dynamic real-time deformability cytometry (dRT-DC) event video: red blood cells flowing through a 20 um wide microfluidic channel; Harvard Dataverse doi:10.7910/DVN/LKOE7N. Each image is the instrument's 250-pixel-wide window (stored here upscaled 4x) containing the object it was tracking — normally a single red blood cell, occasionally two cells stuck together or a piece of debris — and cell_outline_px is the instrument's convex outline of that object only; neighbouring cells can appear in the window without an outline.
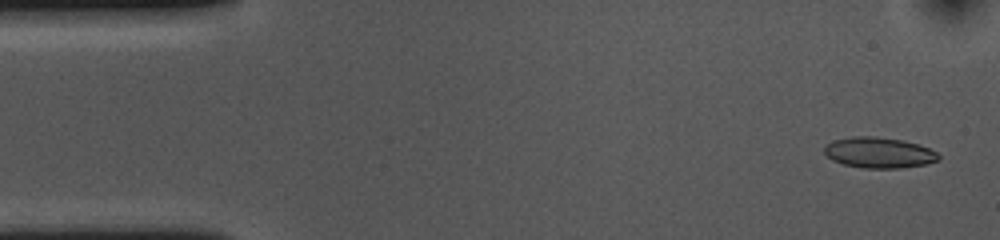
{"species": "common noctule bat (a hibernating species)", "species_latin": "Nyctalus noctula", "temperature_condition": "cold", "stored_images_in_passage": 53, "camera_frame_rate_fps": 3000, "um_per_image_px": 0.085, "animal": {"sex": "female", "body_mass_g": 10.0, "forearm_length_mm": 53.1}, "frame": {"image": 1, "passage_image": 2, "time_ms": 0.333, "image_size_px": [1000, 240], "cell_outline_px": [[940, 160], [928, 164], [900, 168], [864, 168], [844, 164], [832, 160], [824, 152], [824, 148], [828, 144], [836, 140], [852, 136], [872, 136], [900, 140], [920, 144], [936, 152], [940, 156]], "centroid_in_image_um": [74.75, 12.98], "position_along_channel_um": 10.2, "area_um2": 20.35}}
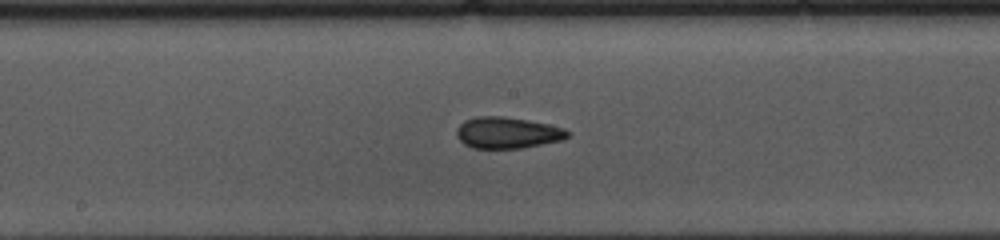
{"frame": {"image": 2, "passage_image": 26, "time_ms": 8.333, "image_size_px": [1000, 240], "cell_outline_px": [[568, 136], [564, 140], [520, 148], [472, 148], [464, 144], [456, 136], [456, 128], [464, 120], [476, 116], [504, 116], [528, 120], [548, 124], [564, 128], [568, 132]], "centroid_in_image_um": [43.1, 11.28], "position_along_channel_um": 205.1, "area_um2": 20.35}}
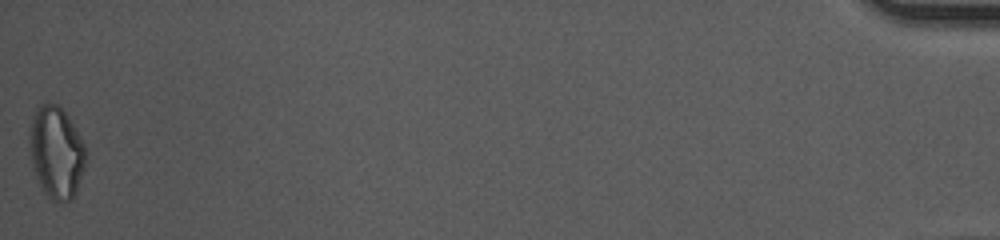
{"frame": {"image": 3, "passage_image": 53, "time_ms": 17.333, "image_size_px": [1000, 240], "cell_outline_px": [[88, 152], [84, 168], [76, 192], [68, 200], [60, 204], [52, 200], [44, 192], [36, 176], [32, 164], [28, 140], [28, 132], [36, 108], [40, 104], [56, 104], [68, 116], [84, 144]], "centroid_in_image_um": [4.78, 12.96], "position_along_channel_um": 430.4, "area_um2": 30.11}, "authors_computed_cell_mechanics": {"area_um2": 20.3456, "velocity_mm_per_s": 3.6585, "shape_relaxation_time_tau1_ms": 5.8805, "shape_relaxation_time_tau2_ms": 2.6057, "deformation_change_tau1": 0.1239, "deformation_change_tau2": 0.09}}